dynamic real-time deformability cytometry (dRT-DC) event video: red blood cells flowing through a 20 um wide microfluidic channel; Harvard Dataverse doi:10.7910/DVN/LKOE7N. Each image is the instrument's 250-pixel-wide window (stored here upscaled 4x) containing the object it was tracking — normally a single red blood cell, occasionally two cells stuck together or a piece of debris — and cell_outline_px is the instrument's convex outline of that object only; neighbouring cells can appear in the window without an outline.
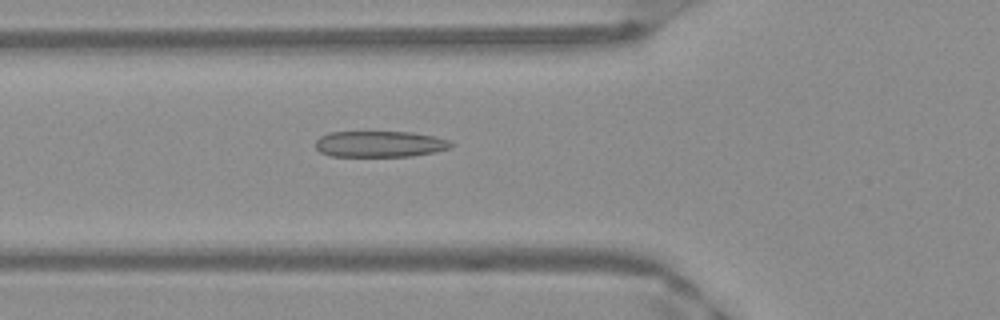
{"species": "Egyptian fruit bat (a non-hibernating species)", "species_latin": "Rousettus aegyptiacus", "temperature_condition": "warm", "stored_images_in_passage": 50, "camera_frame_rate_fps": 3000, "um_per_image_px": 0.085, "frame": {"image": 1, "passage_image": 18, "time_ms": 5.667, "image_size_px": [1000, 320], "cell_outline_px": [[456, 144], [452, 148], [436, 152], [412, 156], [332, 156], [320, 152], [316, 148], [316, 140], [320, 136], [328, 132], [412, 132], [432, 136], [448, 140]], "centroid_in_image_um": [32.31, 12.24], "position_along_channel_um": 93.5, "area_um2": 20.75}}
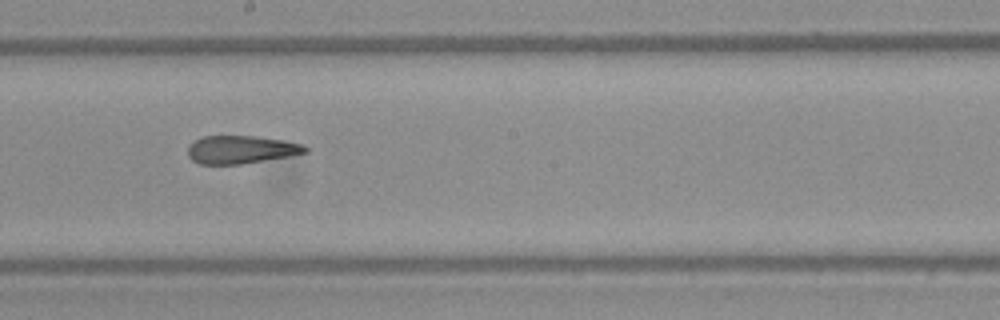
{"frame": {"image": 2, "passage_image": 28, "time_ms": 9.0, "image_size_px": [1000, 320], "cell_outline_px": [[308, 152], [288, 156], [240, 164], [200, 164], [192, 160], [188, 156], [188, 148], [196, 140], [204, 136], [256, 136], [284, 140], [304, 144], [308, 148]], "centroid_in_image_um": [20.51, 12.71], "position_along_channel_um": 227.7, "area_um2": 19.02}}
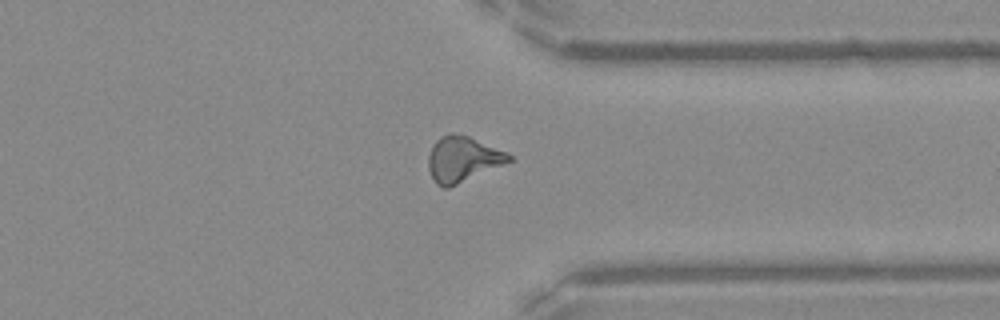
{"frame": {"image": 3, "passage_image": 39, "time_ms": 12.667, "image_size_px": [1000, 320], "cell_outline_px": [[512, 160], [448, 188], [444, 188], [436, 184], [432, 180], [428, 168], [428, 156], [432, 144], [440, 136], [448, 132], [452, 132], [468, 136], [508, 152], [512, 156]], "centroid_in_image_um": [39.28, 13.51], "position_along_channel_um": 372.1, "area_um2": 21.39}, "authors_computed_cell_mechanics": {"area_um2": 20.519, "velocity_mm_per_s": 3.9999, "shape_relaxation_time_tau1_ms": null, "shape_relaxation_time_tau2_ms": 2.0641, "deformation_change_tau1": null, "deformation_change_tau2": 0.1046}}